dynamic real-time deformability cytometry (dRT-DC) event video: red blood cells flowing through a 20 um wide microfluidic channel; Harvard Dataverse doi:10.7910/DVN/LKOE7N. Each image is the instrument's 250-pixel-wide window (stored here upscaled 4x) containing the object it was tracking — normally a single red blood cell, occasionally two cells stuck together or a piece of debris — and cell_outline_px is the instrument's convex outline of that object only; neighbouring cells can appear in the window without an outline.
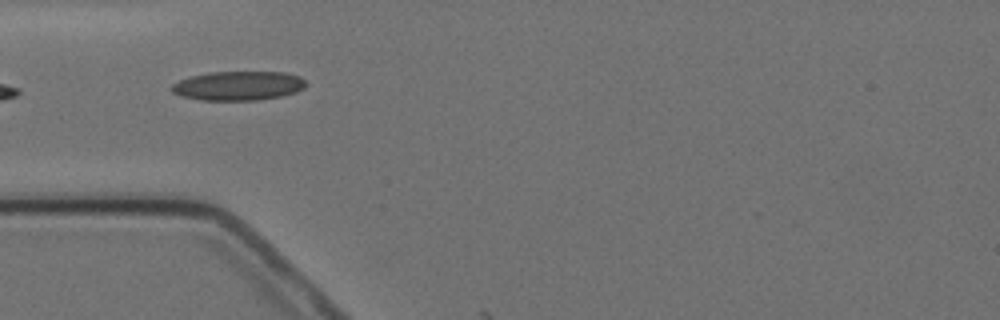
{"species": "Egyptian fruit bat (a non-hibernating species)", "species_latin": "Rousettus aegyptiacus", "temperature_condition": "cold", "stored_images_in_passage": 4, "camera_frame_rate_fps": 3000, "um_per_image_px": 0.085, "animal": {"sex": "female"}, "frame": {"image": 1, "passage_image": 3, "time_ms": 2.333, "image_size_px": [1000, 320], "cell_outline_px": [[304, 88], [296, 92], [280, 96], [256, 100], [200, 100], [180, 96], [172, 92], [168, 88], [172, 84], [180, 80], [192, 76], [208, 72], [284, 72], [300, 76], [304, 80]], "centroid_in_image_um": [20.21, 7.29], "position_along_channel_um": 64.8, "area_um2": 22.83}}